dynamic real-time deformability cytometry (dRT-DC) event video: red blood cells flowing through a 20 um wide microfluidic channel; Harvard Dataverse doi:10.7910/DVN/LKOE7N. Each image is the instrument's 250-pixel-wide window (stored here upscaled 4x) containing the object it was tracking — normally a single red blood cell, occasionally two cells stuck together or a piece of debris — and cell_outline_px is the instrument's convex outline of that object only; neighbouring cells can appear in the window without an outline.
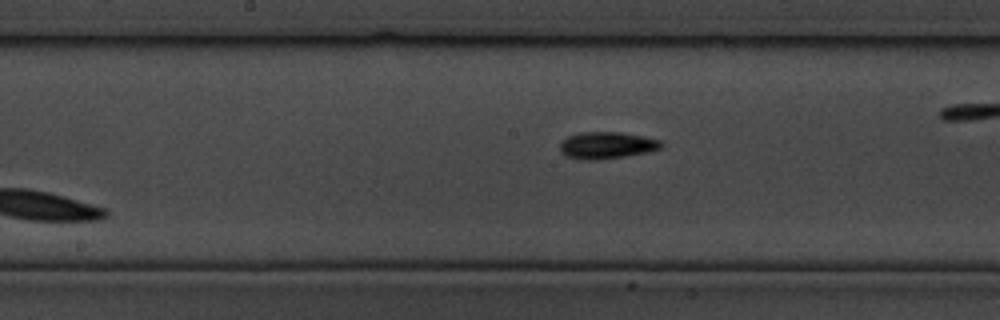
{"species": "common noctule bat (a hibernating species)", "species_latin": "Nyctalus noctula", "temperature_condition": "cold", "stored_images_in_passage": 10, "segment_of_instrument_passage": [2, 2], "camera_frame_rate_fps": 3000, "um_per_image_px": 0.085, "animal": {"sex": "male", "body_mass_g": 19.5, "forearm_length_mm": 54.6}, "frame": {"image": 1, "passage_image": 10, "time_ms": 3.0, "image_size_px": [1000, 320], "cell_outline_px": [[664, 144], [660, 148], [644, 152], [624, 156], [596, 160], [584, 160], [568, 156], [560, 152], [560, 144], [568, 136], [580, 132], [620, 132], [644, 136], [660, 140]], "centroid_in_image_um": [51.56, 12.34], "position_along_channel_um": 196.6, "area_um2": 15.66}}